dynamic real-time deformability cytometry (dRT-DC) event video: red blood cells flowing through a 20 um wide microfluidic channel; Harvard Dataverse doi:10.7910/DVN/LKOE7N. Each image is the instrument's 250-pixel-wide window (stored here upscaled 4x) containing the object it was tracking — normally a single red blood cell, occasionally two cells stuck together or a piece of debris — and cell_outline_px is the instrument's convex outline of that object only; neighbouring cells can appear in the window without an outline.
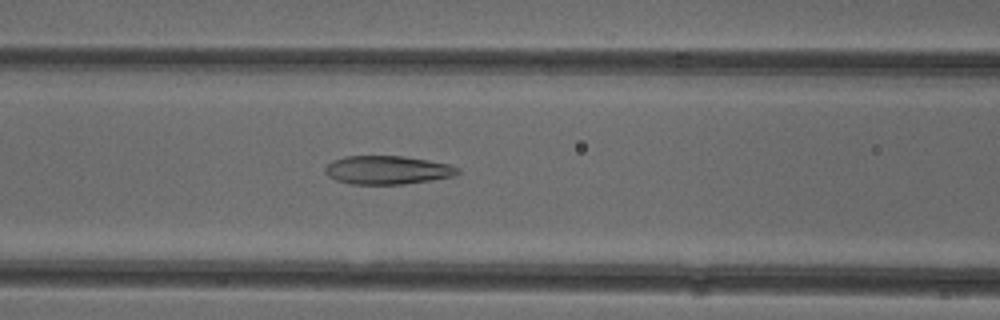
{"species": "common noctule bat (a hibernating species)", "species_latin": "Nyctalus noctula", "temperature_condition": "cold", "stored_images_in_passage": 50, "camera_frame_rate_fps": 3000, "um_per_image_px": 0.085, "animal": {"sex": "female"}, "frame": {"image": 1, "passage_image": 20, "time_ms": 6.333, "image_size_px": [1000, 320], "cell_outline_px": [[460, 172], [456, 176], [432, 180], [404, 184], [352, 184], [336, 180], [328, 176], [324, 172], [324, 168], [332, 160], [344, 156], [404, 156], [428, 160], [448, 164], [460, 168]], "centroid_in_image_um": [32.94, 14.45], "position_along_channel_um": 133.7, "area_um2": 22.2}}
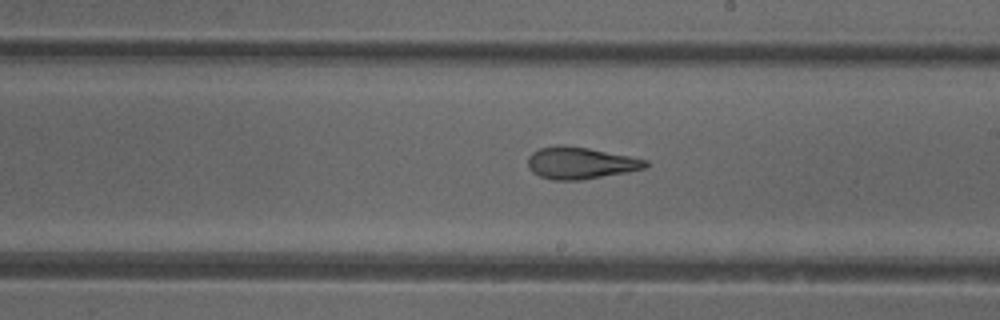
{"frame": {"image": 2, "passage_image": 28, "time_ms": 9.0, "image_size_px": [1000, 320], "cell_outline_px": [[648, 164], [644, 168], [624, 172], [580, 180], [552, 180], [540, 176], [532, 172], [528, 168], [528, 156], [532, 152], [540, 148], [556, 144], [564, 144], [588, 148], [648, 160]], "centroid_in_image_um": [49.26, 13.84], "position_along_channel_um": 239.7, "area_um2": 21.73}}
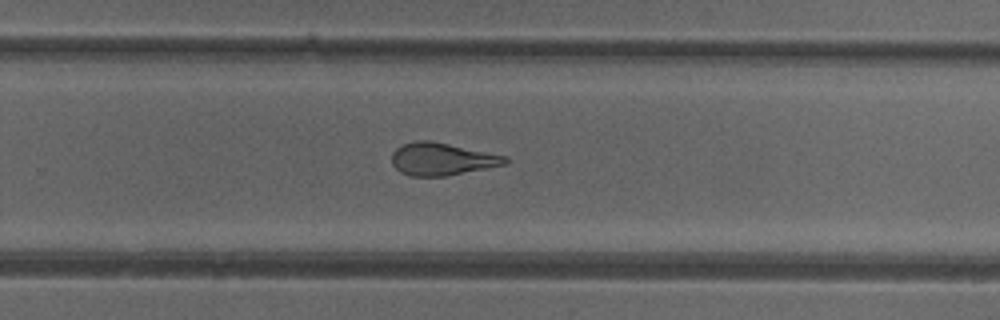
{"frame": {"image": 3, "passage_image": 32, "time_ms": 10.333, "image_size_px": [1000, 320], "cell_outline_px": [[508, 164], [448, 176], [412, 176], [400, 172], [392, 164], [392, 152], [400, 144], [416, 140], [428, 140], [508, 156]], "centroid_in_image_um": [37.56, 13.52], "position_along_channel_um": 292.2, "area_um2": 21.62}, "authors_computed_cell_mechanics": {"area_um2": 23.5535, "velocity_mm_per_s": 3.9675, "shape_relaxation_time_tau1_ms": 10.0565, "shape_relaxation_time_tau2_ms": 1.8387, "deformation_change_tau1": 0.2404, "deformation_change_tau2": 0.1003}}